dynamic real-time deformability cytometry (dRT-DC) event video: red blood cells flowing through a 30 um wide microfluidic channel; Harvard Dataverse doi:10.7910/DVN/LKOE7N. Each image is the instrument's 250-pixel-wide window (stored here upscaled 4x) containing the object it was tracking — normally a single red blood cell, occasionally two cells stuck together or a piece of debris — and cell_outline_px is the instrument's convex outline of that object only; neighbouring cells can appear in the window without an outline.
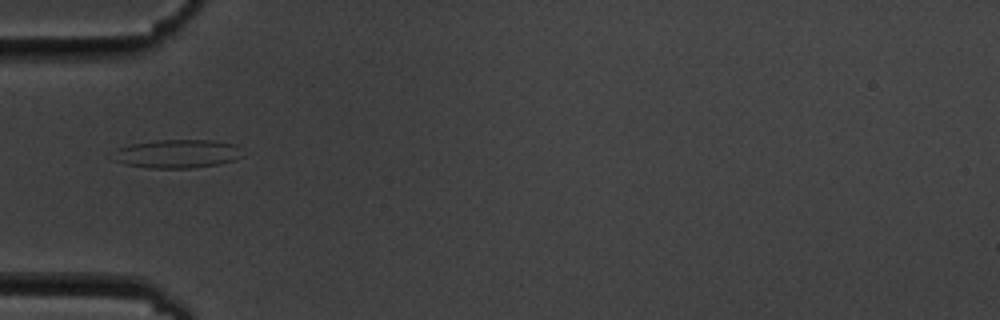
{"species": "common noctule bat (a hibernating species)", "species_latin": "Nyctalus noctula", "temperature_condition": "cold", "stored_images_in_passage": 4, "camera_frame_rate_fps": 3000, "um_per_image_px": 0.085, "animal": {"sex": "male", "body_mass_g": 19.5, "forearm_length_mm": 54.6}, "frame": {"image": 1, "passage_image": 1, "time_ms": 0.0, "image_size_px": [1000, 320], "cell_outline_px": [[244, 156], [236, 160], [220, 164], [192, 168], [148, 168], [124, 164], [112, 160], [108, 156], [116, 148], [128, 144], [156, 140], [212, 140], [236, 144]], "centroid_in_image_um": [15.0, 13.07], "position_along_channel_um": 70.0, "area_um2": 22.14}}
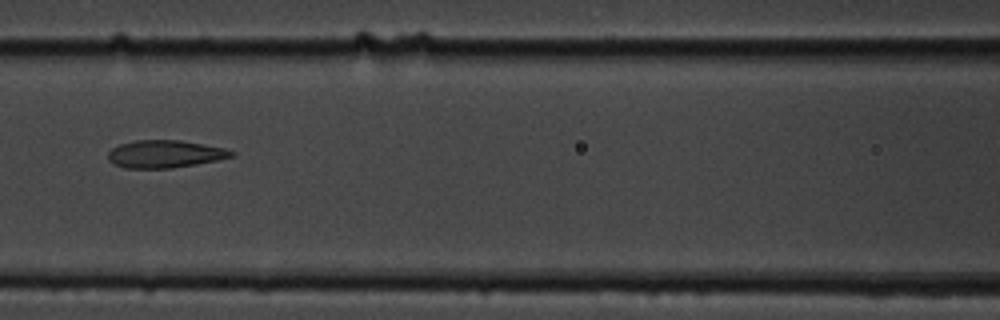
{"frame": {"image": 2, "passage_image": 3, "time_ms": 2.333, "image_size_px": [1000, 320], "cell_outline_px": [[236, 156], [196, 164], [172, 168], [124, 168], [112, 164], [108, 160], [108, 152], [112, 148], [120, 144], [136, 140], [180, 140], [204, 144], [224, 148], [236, 152]], "centroid_in_image_um": [14.01, 13.09], "position_along_channel_um": 152.6, "area_um2": 19.94}}
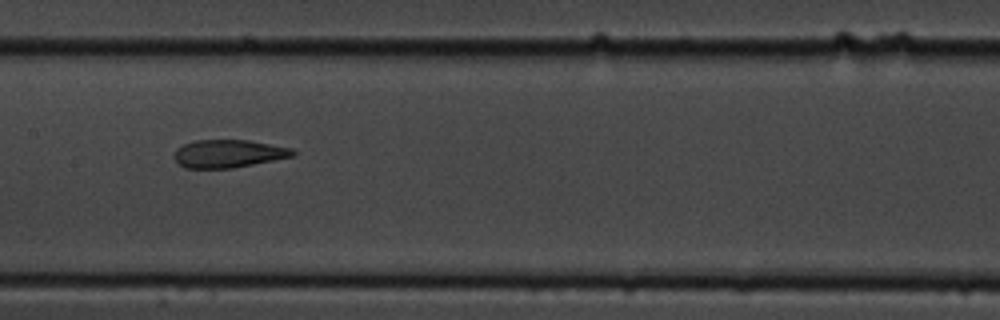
{"frame": {"image": 3, "passage_image": 4, "time_ms": 3.333, "image_size_px": [1000, 320], "cell_outline_px": [[296, 156], [232, 168], [184, 168], [172, 156], [176, 148], [184, 144], [196, 140], [248, 140], [292, 148], [296, 152]], "centroid_in_image_um": [19.42, 13.06], "position_along_channel_um": 188.0, "area_um2": 19.36}}